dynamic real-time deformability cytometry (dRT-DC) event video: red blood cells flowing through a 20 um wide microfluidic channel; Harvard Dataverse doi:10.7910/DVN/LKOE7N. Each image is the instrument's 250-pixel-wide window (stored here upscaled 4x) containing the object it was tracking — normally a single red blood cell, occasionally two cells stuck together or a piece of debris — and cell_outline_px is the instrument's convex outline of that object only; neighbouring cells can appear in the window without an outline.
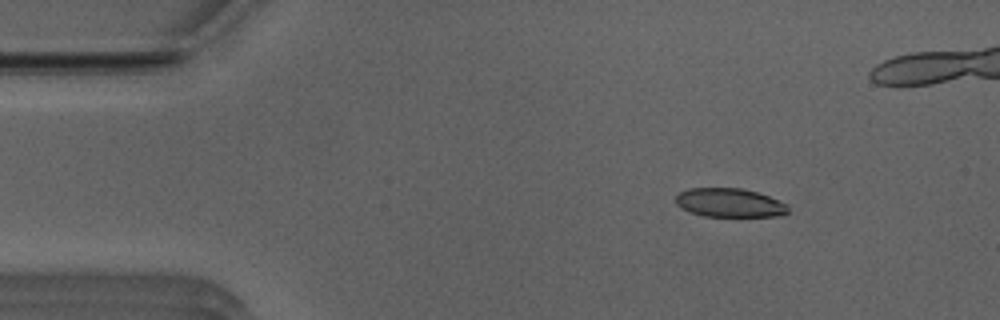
{"species": "Egyptian fruit bat (a non-hibernating species)", "species_latin": "Rousettus aegyptiacus", "temperature_condition": "room temperature", "stored_images_in_passage": 46, "camera_frame_rate_fps": 3000, "um_per_image_px": 0.085, "animal": {"sex": "male"}, "frame": {"image": 1, "passage_image": 1, "time_ms": 0.0, "image_size_px": [1000, 320], "cell_outline_px": [[788, 212], [780, 216], [704, 216], [688, 212], [680, 208], [676, 204], [676, 196], [680, 192], [688, 188], [740, 188], [756, 192], [768, 196], [788, 204]], "centroid_in_image_um": [61.99, 17.24], "position_along_channel_um": 23.0, "area_um2": 18.9}}
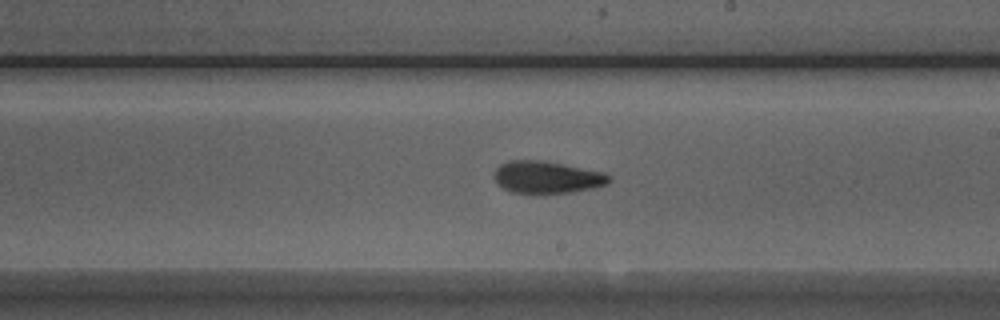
{"frame": {"image": 2, "passage_image": 23, "time_ms": 7.333, "image_size_px": [1000, 320], "cell_outline_px": [[612, 180], [608, 184], [596, 188], [572, 192], [544, 196], [536, 196], [512, 192], [504, 188], [492, 176], [496, 168], [500, 164], [512, 160], [540, 160], [604, 172], [612, 176]], "centroid_in_image_um": [46.52, 15.11], "position_along_channel_um": 242.5, "area_um2": 22.31}}
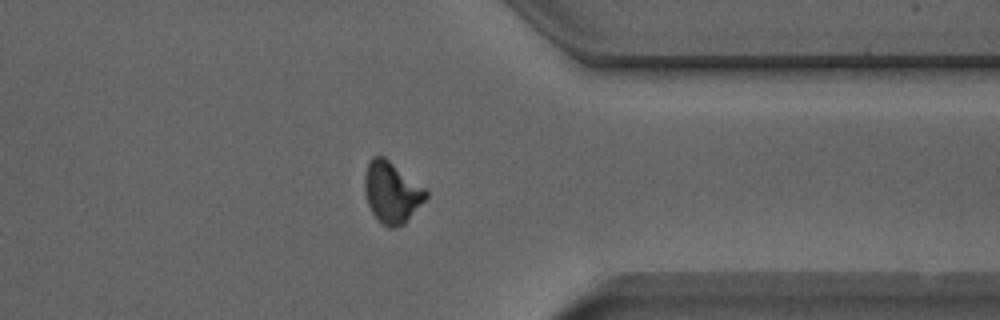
{"frame": {"image": 3, "passage_image": 34, "time_ms": 11.0, "image_size_px": [1000, 320], "cell_outline_px": [[428, 196], [404, 224], [396, 228], [388, 228], [372, 212], [368, 204], [364, 192], [364, 176], [368, 164], [372, 156], [384, 156], [424, 188], [428, 192]], "centroid_in_image_um": [33.28, 16.35], "position_along_channel_um": 378.1, "area_um2": 21.56}, "authors_computed_cell_mechanics": {"area_um2": 21.0681, "velocity_mm_per_s": 3.9492, "shape_relaxation_time_tau1_ms": 8.0356, "shape_relaxation_time_tau2_ms": 3.2596, "deformation_change_tau1": 0.2164, "deformation_change_tau2": 0.1023}}